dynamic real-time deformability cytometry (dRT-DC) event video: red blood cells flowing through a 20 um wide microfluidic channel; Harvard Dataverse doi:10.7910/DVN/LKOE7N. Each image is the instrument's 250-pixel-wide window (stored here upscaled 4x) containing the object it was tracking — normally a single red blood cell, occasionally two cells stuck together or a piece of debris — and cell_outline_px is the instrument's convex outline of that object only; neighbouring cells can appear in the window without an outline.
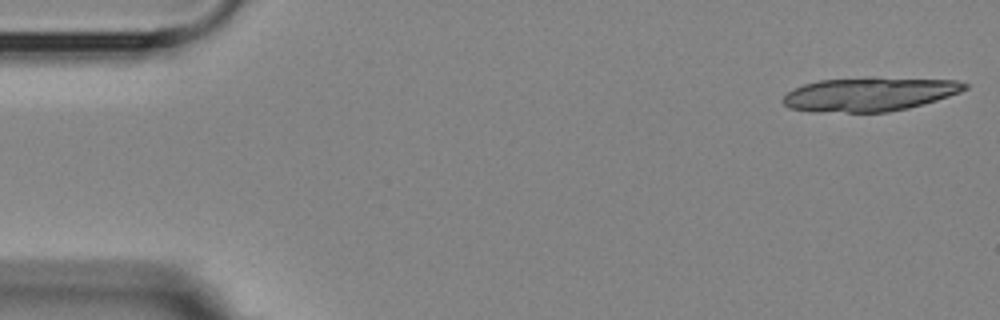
{"species": "Egyptian fruit bat (a non-hibernating species)", "species_latin": "Rousettus aegyptiacus", "temperature_condition": "room temperature", "stored_images_in_passage": 6, "camera_frame_rate_fps": 3000, "um_per_image_px": 0.085, "animal": {"sex": "female"}, "frame": {"image": 1, "passage_image": 1, "time_ms": 0.0, "image_size_px": [1000, 320], "cell_outline_px": [[968, 88], [960, 92], [936, 100], [908, 108], [888, 112], [812, 112], [788, 108], [780, 100], [788, 92], [804, 84], [820, 80], [868, 76], [872, 76], [956, 80], [968, 84]], "centroid_in_image_um": [73.89, 7.99], "position_along_channel_um": 11.1, "area_um2": 36.47}}